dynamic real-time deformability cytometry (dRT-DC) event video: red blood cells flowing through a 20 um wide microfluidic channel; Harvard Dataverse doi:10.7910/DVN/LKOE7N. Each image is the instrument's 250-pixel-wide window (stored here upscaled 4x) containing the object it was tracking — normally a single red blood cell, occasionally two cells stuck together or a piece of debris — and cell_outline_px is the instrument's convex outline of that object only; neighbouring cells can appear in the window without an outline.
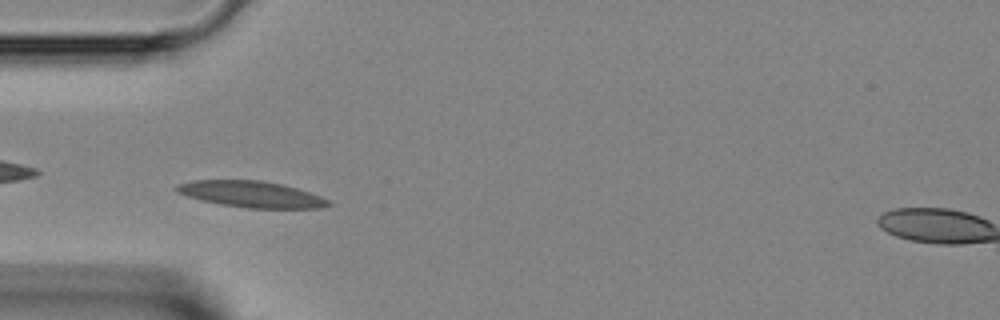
{"species": "Egyptian fruit bat (a non-hibernating species)", "species_latin": "Rousettus aegyptiacus", "temperature_condition": "room temperature", "stored_images_in_passage": 41, "camera_frame_rate_fps": 3000, "um_per_image_px": 0.085, "animal": {"sex": "female"}, "frame": {"image": 1, "passage_image": 9, "time_ms": 2.667, "image_size_px": [1000, 320], "cell_outline_px": [[332, 204], [320, 208], [248, 208], [220, 204], [200, 200], [176, 192], [172, 188], [176, 184], [192, 180], [260, 180], [280, 184], [296, 188], [320, 196], [328, 200]], "centroid_in_image_um": [21.29, 16.5], "position_along_channel_um": 63.7, "area_um2": 23.18}}
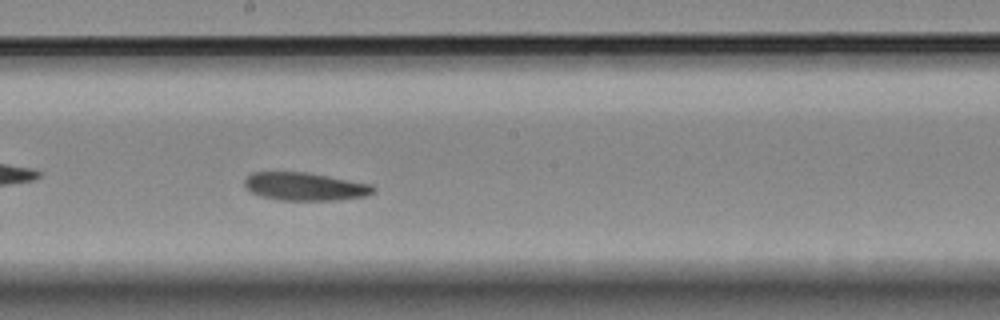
{"frame": {"image": 2, "passage_image": 20, "time_ms": 6.333, "image_size_px": [1000, 320], "cell_outline_px": [[376, 192], [364, 196], [336, 200], [280, 200], [260, 196], [252, 192], [244, 184], [244, 180], [252, 172], [304, 172], [372, 184], [376, 188]], "centroid_in_image_um": [25.93, 15.86], "position_along_channel_um": 222.3, "area_um2": 20.87}}
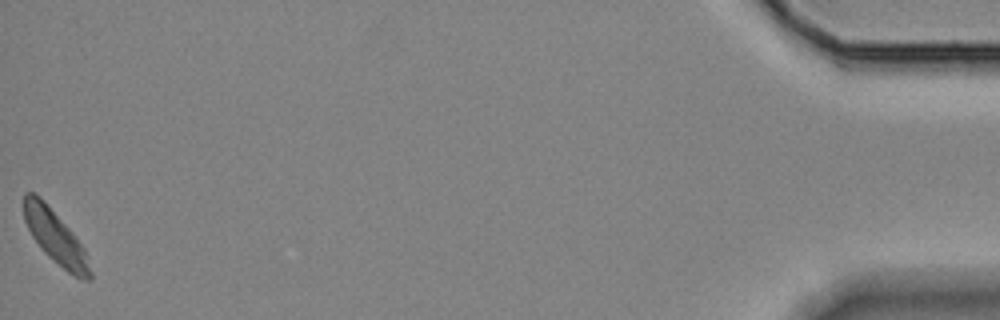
{"frame": {"image": 3, "passage_image": 41, "time_ms": 13.333, "image_size_px": [1000, 320], "cell_outline_px": [[92, 280], [84, 280], [72, 276], [48, 256], [40, 248], [32, 236], [24, 220], [24, 192], [32, 192], [40, 196], [72, 232], [84, 248], [92, 272]], "centroid_in_image_um": [4.72, 20.18], "position_along_channel_um": 430.5, "area_um2": 20.52}}